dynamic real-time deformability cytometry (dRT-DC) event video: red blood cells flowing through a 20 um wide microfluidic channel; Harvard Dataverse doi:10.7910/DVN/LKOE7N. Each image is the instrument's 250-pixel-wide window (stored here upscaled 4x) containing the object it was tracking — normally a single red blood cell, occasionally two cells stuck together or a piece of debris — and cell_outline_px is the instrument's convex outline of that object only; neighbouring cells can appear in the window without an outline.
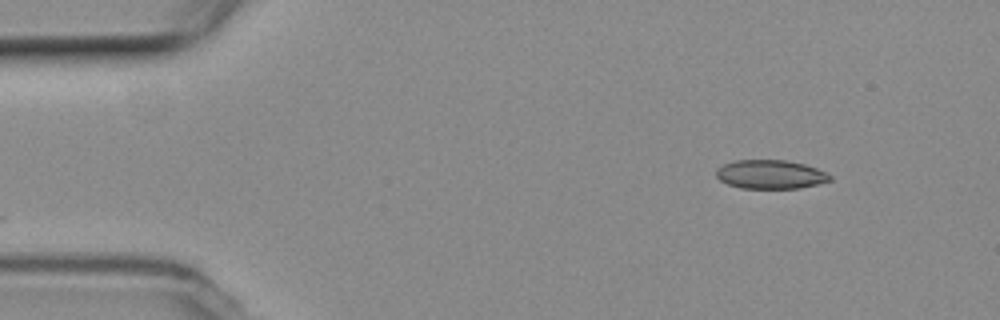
{"species": "common noctule bat (a hibernating species)", "species_latin": "Nyctalus noctula", "temperature_condition": "room temperature", "stored_images_in_passage": 49, "camera_frame_rate_fps": 3000, "um_per_image_px": 0.085, "animal": {"sex": "female", "body_mass_g": 19.3, "forearm_length_mm": 54.1}, "frame": {"image": 1, "passage_image": 1, "time_ms": 0.0, "image_size_px": [1000, 320], "cell_outline_px": [[832, 180], [800, 188], [740, 188], [728, 184], [720, 180], [716, 176], [716, 168], [724, 164], [736, 160], [784, 160], [804, 164], [816, 168], [832, 176]], "centroid_in_image_um": [65.47, 14.82], "position_along_channel_um": 19.5, "area_um2": 19.02}}
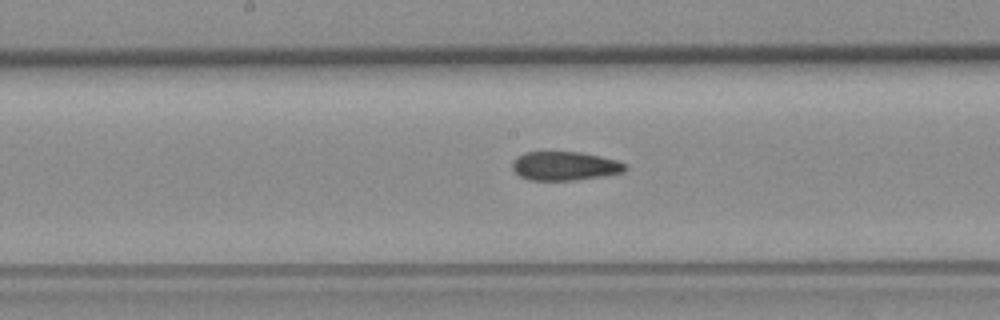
{"frame": {"image": 2, "passage_image": 22, "time_ms": 7.0, "image_size_px": [1000, 320], "cell_outline_px": [[628, 168], [624, 172], [604, 176], [576, 180], [528, 180], [520, 176], [512, 168], [512, 160], [516, 156], [524, 152], [580, 152], [600, 156], [616, 160], [628, 164]], "centroid_in_image_um": [48.02, 14.11], "position_along_channel_um": 200.2, "area_um2": 19.19}}
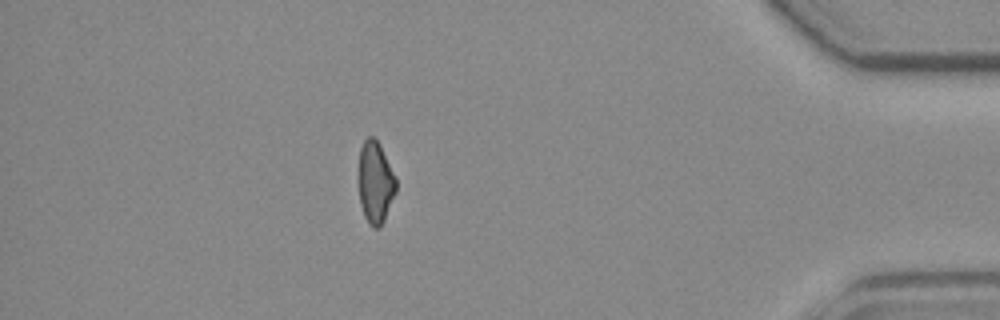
{"frame": {"image": 3, "passage_image": 42, "time_ms": 13.667, "image_size_px": [1000, 320], "cell_outline_px": [[396, 192], [384, 220], [380, 228], [372, 228], [368, 224], [364, 216], [360, 204], [360, 148], [364, 140], [368, 136], [372, 136], [380, 144], [396, 176]], "centroid_in_image_um": [31.93, 15.52], "position_along_channel_um": 403.3, "area_um2": 17.8}, "authors_computed_cell_mechanics": {"area_um2": 19.4208, "velocity_mm_per_s": 3.7888, "shape_relaxation_time_tau1_ms": 10.8014, "shape_relaxation_time_tau2_ms": 3.8034, "deformation_change_tau1": 0.2097, "deformation_change_tau2": 0.1004}}